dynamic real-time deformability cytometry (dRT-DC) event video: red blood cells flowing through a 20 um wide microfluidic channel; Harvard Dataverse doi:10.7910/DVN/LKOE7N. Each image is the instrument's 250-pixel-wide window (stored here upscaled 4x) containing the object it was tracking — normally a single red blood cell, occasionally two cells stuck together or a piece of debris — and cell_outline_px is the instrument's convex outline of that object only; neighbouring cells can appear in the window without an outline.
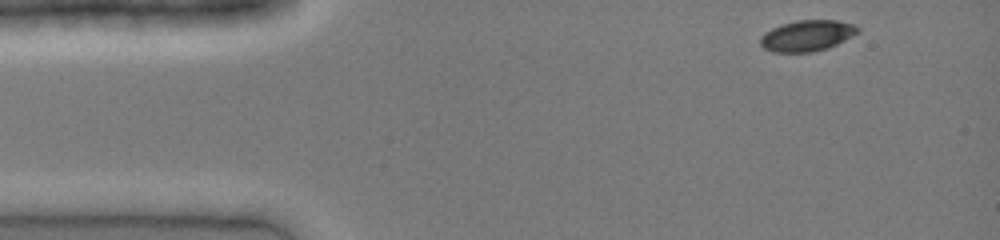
{"species": "common noctule bat (a hibernating species)", "species_latin": "Nyctalus noctula", "temperature_condition": "cold", "stored_images_in_passage": 36, "camera_frame_rate_fps": 3000, "um_per_image_px": 0.085, "animal": {"sex": "female", "body_mass_g": 19.0, "forearm_length_mm": 51.5}, "frame": {"image": 1, "passage_image": 1, "time_ms": 0.0, "image_size_px": [1000, 240], "cell_outline_px": [[860, 32], [828, 48], [812, 52], [772, 52], [764, 48], [760, 44], [760, 36], [764, 32], [780, 24], [796, 20], [836, 20], [852, 24], [860, 28]], "centroid_in_image_um": [68.58, 3.03], "position_along_channel_um": 16.4, "area_um2": 17.69}}
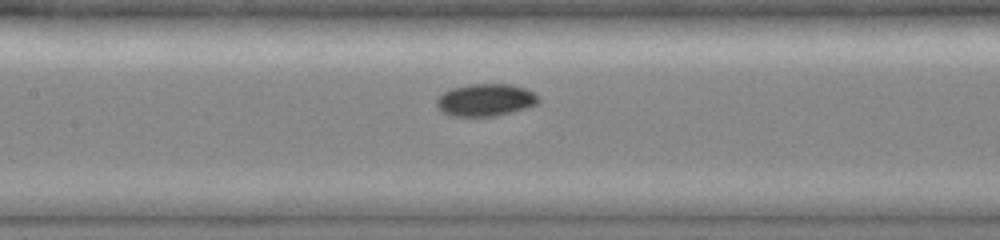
{"frame": {"image": 2, "passage_image": 16, "time_ms": 5.0, "image_size_px": [1000, 240], "cell_outline_px": [[540, 100], [536, 104], [524, 108], [492, 116], [452, 116], [436, 108], [436, 100], [444, 92], [452, 88], [468, 84], [512, 84], [524, 88], [532, 92]], "centroid_in_image_um": [41.22, 8.49], "position_along_channel_um": 166.2, "area_um2": 18.9}}
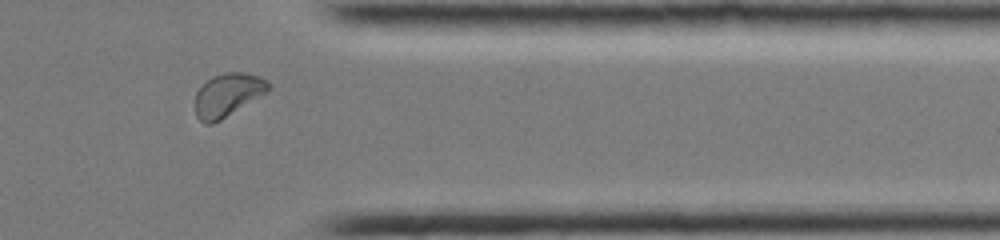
{"frame": {"image": 3, "passage_image": 31, "time_ms": 10.0, "image_size_px": [1000, 240], "cell_outline_px": [[272, 88], [268, 92], [220, 120], [212, 124], [204, 124], [196, 116], [196, 92], [212, 76], [224, 72], [244, 72], [260, 76], [268, 80], [272, 84]], "centroid_in_image_um": [19.41, 8.05], "position_along_channel_um": 392.0, "area_um2": 18.55}}